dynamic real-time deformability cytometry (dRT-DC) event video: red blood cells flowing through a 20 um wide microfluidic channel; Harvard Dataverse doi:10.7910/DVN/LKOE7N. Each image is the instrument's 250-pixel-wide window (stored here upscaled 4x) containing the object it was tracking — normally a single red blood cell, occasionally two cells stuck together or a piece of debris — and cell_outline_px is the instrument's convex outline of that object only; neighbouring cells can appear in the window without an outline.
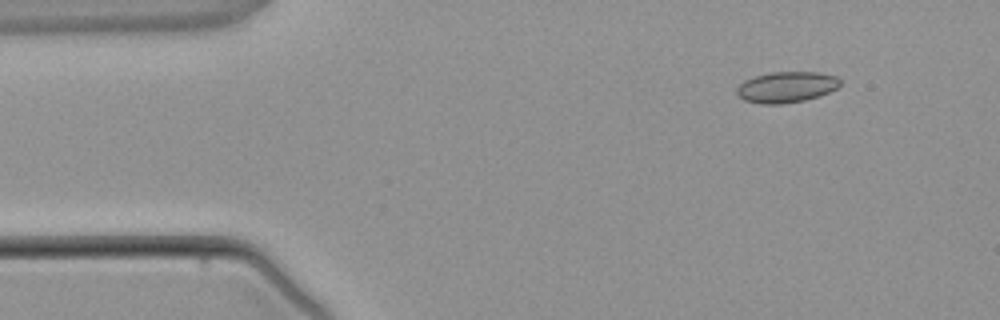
{"species": "common noctule bat (a hibernating species)", "species_latin": "Nyctalus noctula", "temperature_condition": "warm", "stored_images_in_passage": 2, "camera_frame_rate_fps": 3000, "um_per_image_px": 0.085, "animal": {"sex": "male", "body_mass_g": 21.5, "forearm_length_mm": 52.0}, "frame": {"image": 1, "passage_image": 1, "time_ms": 0.0, "image_size_px": [1000, 320], "cell_outline_px": [[840, 84], [836, 88], [828, 92], [804, 100], [780, 104], [760, 104], [744, 100], [736, 92], [736, 88], [744, 80], [756, 76], [772, 72], [816, 72], [836, 76], [840, 80]], "centroid_in_image_um": [66.82, 7.4], "position_along_channel_um": 18.2, "area_um2": 18.38}}